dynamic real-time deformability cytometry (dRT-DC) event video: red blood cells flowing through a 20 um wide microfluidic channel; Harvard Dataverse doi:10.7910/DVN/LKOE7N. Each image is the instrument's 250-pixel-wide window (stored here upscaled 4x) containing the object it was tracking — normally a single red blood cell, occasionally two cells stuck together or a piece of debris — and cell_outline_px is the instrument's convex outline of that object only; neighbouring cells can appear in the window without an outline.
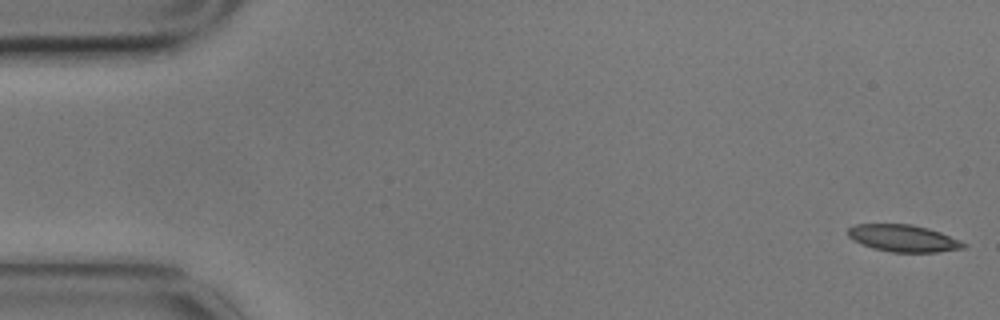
{"species": "common noctule bat (a hibernating species)", "species_latin": "Nyctalus noctula", "temperature_condition": "cold", "stored_images_in_passage": 5, "camera_frame_rate_fps": 3000, "um_per_image_px": 0.085, "animal": {"sex": "male", "body_mass_g": 17.9}, "frame": {"image": 1, "passage_image": 1, "time_ms": 0.0, "image_size_px": [1000, 320], "cell_outline_px": [[968, 244], [964, 248], [936, 252], [892, 252], [872, 248], [860, 244], [852, 240], [848, 236], [848, 228], [856, 224], [912, 224], [928, 228], [940, 232], [960, 240]], "centroid_in_image_um": [76.77, 20.25], "position_along_channel_um": 8.2, "area_um2": 18.26}}
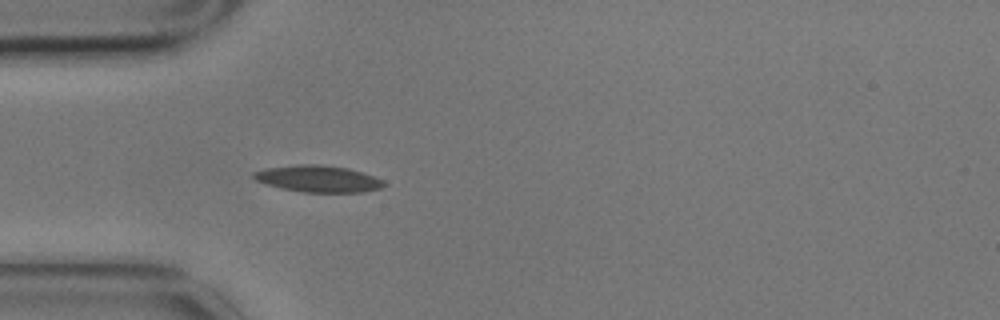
{"frame": {"image": 2, "passage_image": 5, "time_ms": 1.333, "image_size_px": [1000, 320], "cell_outline_px": [[388, 184], [380, 188], [364, 192], [304, 192], [280, 188], [264, 184], [256, 180], [252, 176], [252, 172], [264, 168], [296, 164], [320, 164], [348, 168], [384, 180]], "centroid_in_image_um": [27.01, 15.19], "position_along_channel_um": 58.0, "area_um2": 20.4}}